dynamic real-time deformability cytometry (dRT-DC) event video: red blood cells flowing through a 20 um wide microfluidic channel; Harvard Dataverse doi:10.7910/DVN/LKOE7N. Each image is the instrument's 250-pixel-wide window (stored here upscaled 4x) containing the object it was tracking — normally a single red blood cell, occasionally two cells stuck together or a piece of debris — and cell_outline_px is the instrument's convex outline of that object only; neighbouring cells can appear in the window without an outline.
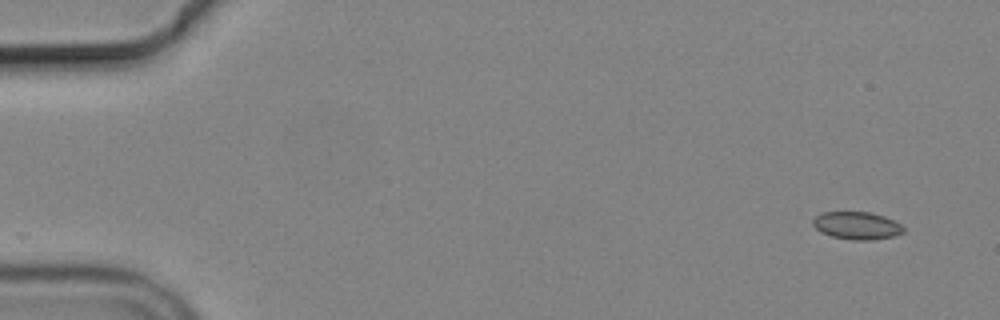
{"species": "common noctule bat (a hibernating species)", "species_latin": "Nyctalus noctula", "temperature_condition": "cold", "stored_images_in_passage": 4, "camera_frame_rate_fps": 3000, "um_per_image_px": 0.085, "animal": {"sex": "male", "body_mass_g": 19.2, "forearm_length_mm": 51.8}, "frame": {"image": 1, "passage_image": 1, "time_ms": 0.0, "image_size_px": [1000, 320], "cell_outline_px": [[904, 232], [892, 236], [872, 240], [852, 240], [832, 236], [820, 232], [812, 224], [812, 220], [816, 216], [824, 212], [868, 212], [884, 216], [900, 224], [904, 228]], "centroid_in_image_um": [72.81, 19.17], "position_along_channel_um": 12.2, "area_um2": 14.45}}